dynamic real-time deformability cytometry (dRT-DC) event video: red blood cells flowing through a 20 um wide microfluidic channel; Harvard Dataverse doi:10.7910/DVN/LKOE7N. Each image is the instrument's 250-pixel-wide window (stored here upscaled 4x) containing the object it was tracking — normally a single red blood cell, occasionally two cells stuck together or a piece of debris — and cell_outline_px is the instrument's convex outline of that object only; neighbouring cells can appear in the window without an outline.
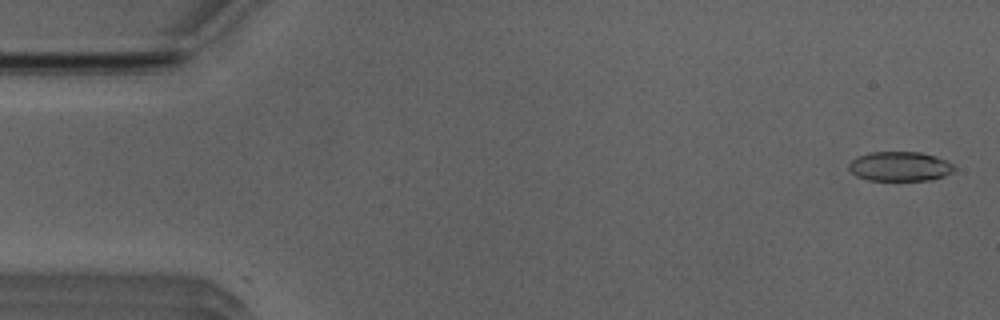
{"species": "Egyptian fruit bat (a non-hibernating species)", "species_latin": "Rousettus aegyptiacus", "temperature_condition": "room temperature", "stored_images_in_passage": 52, "camera_frame_rate_fps": 3000, "um_per_image_px": 0.085, "animal": {"sex": "male"}, "frame": {"image": 1, "passage_image": 2, "time_ms": 0.333, "image_size_px": [1000, 320], "cell_outline_px": [[956, 168], [952, 172], [944, 176], [932, 180], [868, 180], [856, 176], [848, 168], [848, 164], [856, 156], [868, 152], [920, 152], [936, 156], [948, 160]], "centroid_in_image_um": [76.49, 14.14], "position_along_channel_um": 8.5, "area_um2": 18.32}}
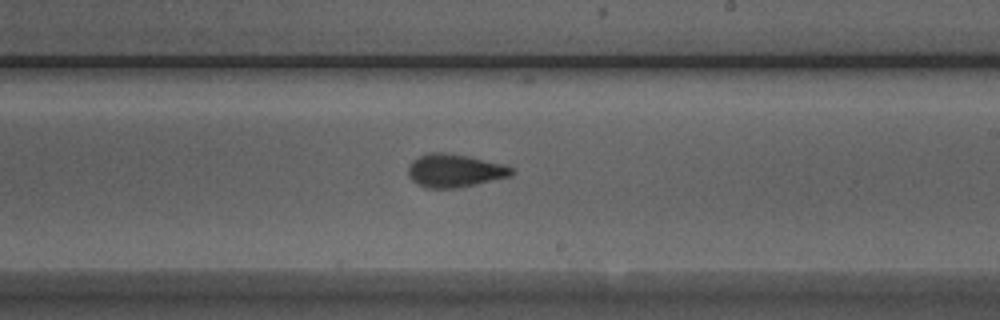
{"frame": {"image": 2, "passage_image": 30, "time_ms": 9.667, "image_size_px": [1000, 320], "cell_outline_px": [[512, 176], [476, 184], [456, 188], [424, 188], [412, 180], [408, 176], [408, 164], [412, 160], [420, 156], [432, 152], [440, 152], [468, 156], [500, 164], [512, 168]], "centroid_in_image_um": [38.59, 14.51], "position_along_channel_um": 250.4, "area_um2": 19.77}}
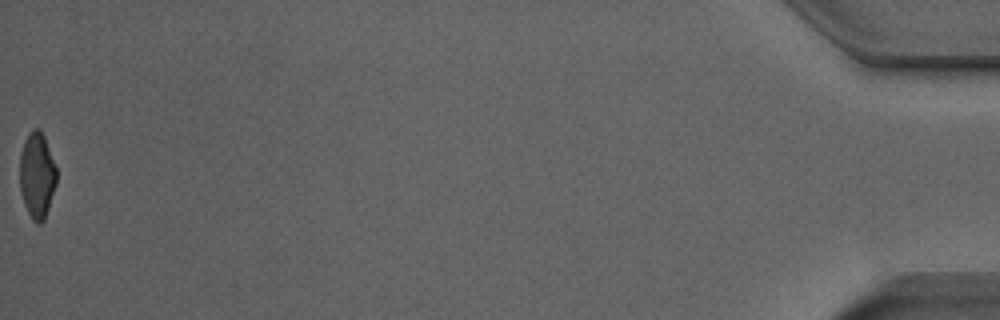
{"frame": {"image": 3, "passage_image": 52, "time_ms": 17.0, "image_size_px": [1000, 320], "cell_outline_px": [[56, 184], [44, 220], [40, 224], [36, 224], [32, 220], [24, 204], [20, 192], [20, 156], [24, 140], [28, 132], [32, 128], [40, 128], [44, 136], [56, 168]], "centroid_in_image_um": [3.13, 14.89], "position_along_channel_um": 432.1, "area_um2": 18.44}, "authors_computed_cell_mechanics": {"area_um2": 19.4497, "velocity_mm_per_s": 3.968, "shape_relaxation_time_tau1_ms": 4.1486, "shape_relaxation_time_tau2_ms": 1.5514, "deformation_change_tau1": 0.1542, "deformation_change_tau2": 0.0806}}